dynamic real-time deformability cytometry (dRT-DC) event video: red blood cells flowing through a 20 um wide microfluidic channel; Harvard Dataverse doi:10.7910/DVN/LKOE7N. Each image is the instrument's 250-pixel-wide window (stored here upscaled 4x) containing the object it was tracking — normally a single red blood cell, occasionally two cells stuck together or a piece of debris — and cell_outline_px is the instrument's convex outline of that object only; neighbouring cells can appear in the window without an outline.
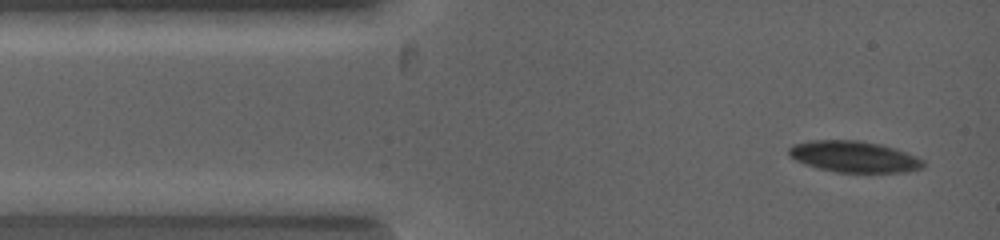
{"species": "common noctule bat (a hibernating species)", "species_latin": "Nyctalus noctula", "temperature_condition": "warm", "stored_images_in_passage": 7, "camera_frame_rate_fps": 5000, "um_per_image_px": 0.085, "animal": {"sex": "female", "body_mass_g": 19.0, "forearm_length_mm": 53.3}, "frame": {"image": 1, "passage_image": 1, "time_ms": 0.0, "image_size_px": [1000, 240], "cell_outline_px": [[924, 168], [904, 172], [836, 172], [816, 168], [804, 164], [788, 156], [788, 148], [792, 144], [808, 140], [860, 140], [880, 144], [916, 156], [924, 160]], "centroid_in_image_um": [72.54, 13.31], "position_along_channel_um": 12.5, "area_um2": 24.62}}